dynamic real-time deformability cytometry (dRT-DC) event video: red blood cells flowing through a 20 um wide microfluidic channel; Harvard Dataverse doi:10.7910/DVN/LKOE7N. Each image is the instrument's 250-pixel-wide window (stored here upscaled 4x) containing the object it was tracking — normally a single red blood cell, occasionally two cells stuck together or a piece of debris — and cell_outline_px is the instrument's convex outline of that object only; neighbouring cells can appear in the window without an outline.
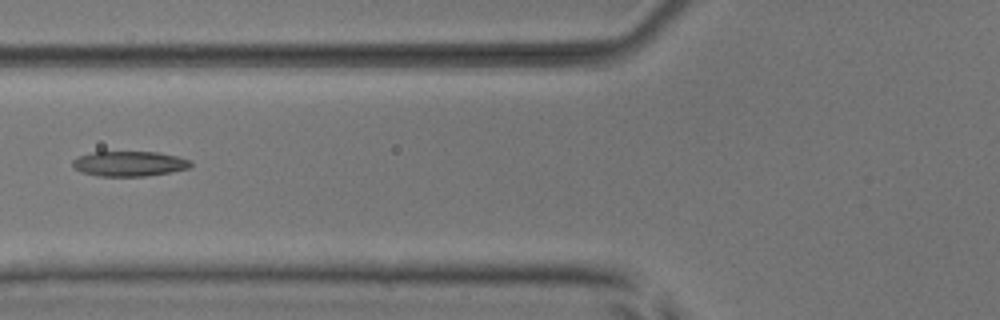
{"species": "common noctule bat (a hibernating species)", "species_latin": "Nyctalus noctula", "temperature_condition": "room temperature", "stored_images_in_passage": 7, "camera_frame_rate_fps": 3000, "um_per_image_px": 0.085, "animal": {"sex": "male", "body_mass_g": 17.9, "forearm_length_mm": 54.2}, "frame": {"image": 1, "passage_image": 7, "time_ms": 7.0, "image_size_px": [1000, 320], "cell_outline_px": [[192, 164], [188, 168], [168, 172], [144, 176], [96, 176], [80, 172], [72, 164], [72, 160], [76, 156], [92, 152], [160, 152], [176, 156], [188, 160]], "centroid_in_image_um": [10.92, 13.91], "position_along_channel_um": 114.9, "area_um2": 17.17}}